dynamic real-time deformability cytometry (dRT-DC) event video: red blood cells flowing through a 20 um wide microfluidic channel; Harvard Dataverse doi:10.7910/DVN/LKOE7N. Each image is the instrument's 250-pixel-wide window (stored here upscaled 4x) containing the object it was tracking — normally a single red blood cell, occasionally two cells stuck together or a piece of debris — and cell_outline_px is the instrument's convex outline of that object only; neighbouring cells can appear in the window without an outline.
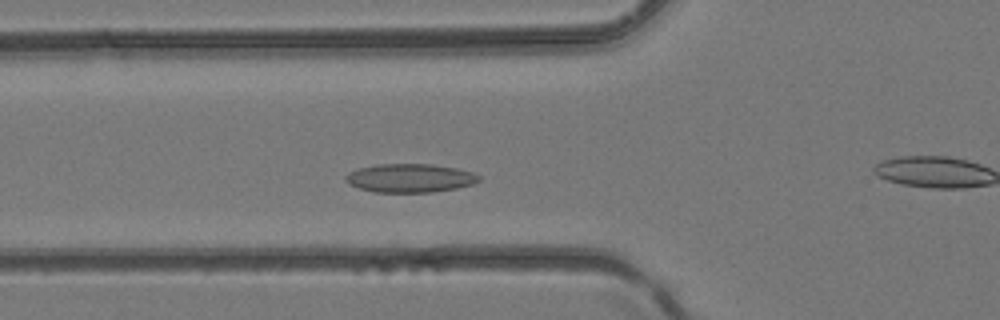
{"species": "common noctule bat (a hibernating species)", "species_latin": "Nyctalus noctula", "temperature_condition": "room temperature", "stored_images_in_passage": 11, "camera_frame_rate_fps": 3000, "um_per_image_px": 0.085, "animal": {"sex": "female", "body_mass_g": 24.6, "forearm_length_mm": 56.2}, "frame": {"image": 1, "passage_image": 7, "time_ms": 2.0, "image_size_px": [1000, 320], "cell_outline_px": [[480, 180], [472, 184], [456, 188], [432, 192], [372, 192], [348, 184], [344, 180], [344, 176], [348, 172], [360, 168], [376, 164], [432, 164], [456, 168], [472, 172], [480, 176]], "centroid_in_image_um": [34.81, 15.13], "position_along_channel_um": 91.0, "area_um2": 22.25}}
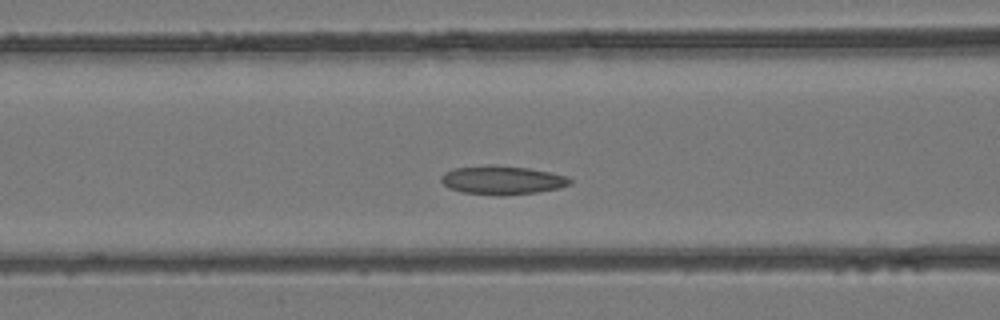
{"frame": {"image": 2, "passage_image": 9, "time_ms": 2.667, "image_size_px": [1000, 320], "cell_outline_px": [[572, 184], [560, 188], [536, 192], [464, 192], [448, 188], [440, 180], [440, 176], [444, 172], [452, 168], [492, 164], [496, 164], [528, 168], [568, 176], [572, 180]], "centroid_in_image_um": [42.68, 15.24], "position_along_channel_um": 123.9, "area_um2": 20.75}}
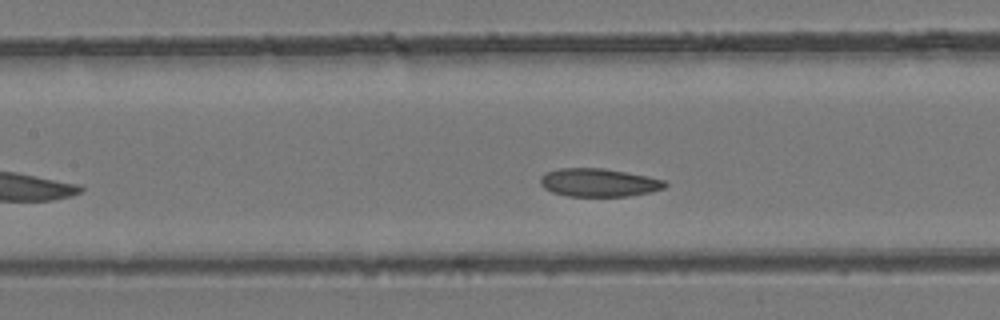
{"frame": {"image": 3, "passage_image": 11, "time_ms": 3.333, "image_size_px": [1000, 320], "cell_outline_px": [[668, 184], [664, 188], [652, 192], [628, 196], [568, 196], [552, 192], [544, 188], [540, 184], [540, 176], [544, 172], [560, 168], [604, 168], [648, 176], [664, 180]], "centroid_in_image_um": [50.88, 15.51], "position_along_channel_um": 156.5, "area_um2": 20.63}}